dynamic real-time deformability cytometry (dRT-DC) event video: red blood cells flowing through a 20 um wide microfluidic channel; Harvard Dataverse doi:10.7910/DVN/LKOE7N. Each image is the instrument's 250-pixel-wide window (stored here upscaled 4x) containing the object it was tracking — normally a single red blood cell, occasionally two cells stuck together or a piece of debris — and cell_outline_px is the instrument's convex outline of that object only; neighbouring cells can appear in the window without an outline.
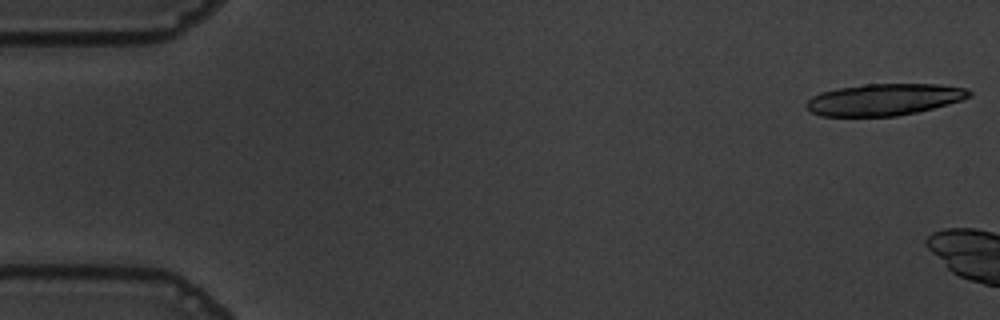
{"species": "common noctule bat (a hibernating species)", "species_latin": "Nyctalus noctula", "temperature_condition": "warm", "stored_images_in_passage": 6, "camera_frame_rate_fps": 3000, "um_per_image_px": 0.085, "animal": {"sex": "male", "body_mass_g": 19.5, "forearm_length_mm": 54.6}, "frame": {"image": 1, "passage_image": 1, "time_ms": 0.0, "image_size_px": [1000, 320], "cell_outline_px": [[972, 96], [948, 104], [916, 112], [896, 116], [820, 116], [804, 108], [804, 104], [812, 96], [820, 92], [840, 88], [864, 84], [940, 84], [964, 88], [972, 92]], "centroid_in_image_um": [75.12, 8.46], "position_along_channel_um": 9.9, "area_um2": 30.06}}